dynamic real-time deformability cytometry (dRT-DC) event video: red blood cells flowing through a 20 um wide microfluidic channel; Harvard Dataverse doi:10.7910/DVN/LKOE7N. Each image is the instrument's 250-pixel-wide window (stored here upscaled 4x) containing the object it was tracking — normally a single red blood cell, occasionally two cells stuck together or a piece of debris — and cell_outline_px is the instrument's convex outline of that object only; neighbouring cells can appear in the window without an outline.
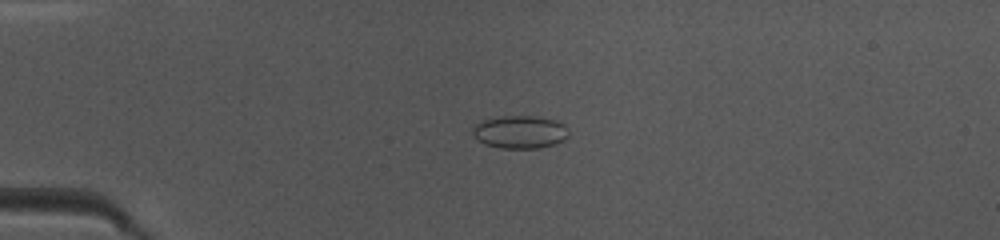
{"species": "common noctule bat (a hibernating species)", "species_latin": "Nyctalus noctula", "temperature_condition": "warm", "stored_images_in_passage": 46, "camera_frame_rate_fps": 3000, "um_per_image_px": 0.085, "animal": {"sex": "female", "body_mass_g": 10.0, "forearm_length_mm": 53.1}, "frame": {"image": 1, "passage_image": 13, "time_ms": 4.0, "image_size_px": [1000, 240], "cell_outline_px": [[568, 136], [564, 140], [556, 144], [536, 148], [500, 148], [484, 144], [472, 132], [472, 128], [476, 124], [484, 120], [500, 116], [536, 116], [556, 120], [564, 124], [568, 132]], "centroid_in_image_um": [44.22, 11.21], "position_along_channel_um": 40.8, "area_um2": 18.32}}
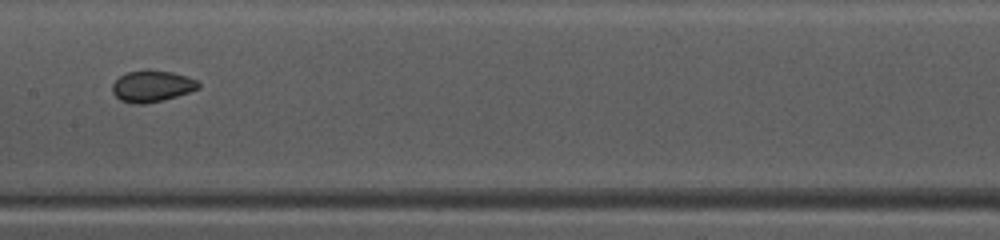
{"frame": {"image": 2, "passage_image": 26, "time_ms": 8.333, "image_size_px": [1000, 240], "cell_outline_px": [[200, 88], [164, 100], [144, 104], [132, 104], [120, 100], [112, 92], [112, 84], [120, 76], [128, 72], [144, 68], [148, 68], [172, 72], [188, 76], [196, 80], [200, 84]], "centroid_in_image_um": [12.91, 7.3], "position_along_channel_um": 194.5, "area_um2": 16.07}}
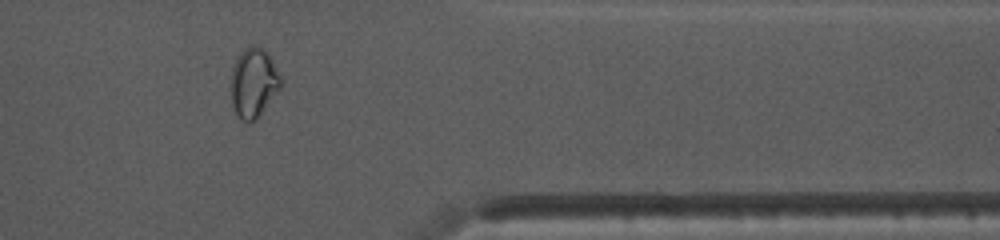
{"frame": {"image": 3, "passage_image": 41, "time_ms": 13.333, "image_size_px": [1000, 240], "cell_outline_px": [[284, 80], [280, 88], [256, 120], [240, 120], [232, 104], [228, 88], [232, 68], [240, 52], [248, 44], [252, 44], [264, 48], [272, 56]], "centroid_in_image_um": [21.56, 6.97], "position_along_channel_um": 389.8, "area_um2": 20.92}}